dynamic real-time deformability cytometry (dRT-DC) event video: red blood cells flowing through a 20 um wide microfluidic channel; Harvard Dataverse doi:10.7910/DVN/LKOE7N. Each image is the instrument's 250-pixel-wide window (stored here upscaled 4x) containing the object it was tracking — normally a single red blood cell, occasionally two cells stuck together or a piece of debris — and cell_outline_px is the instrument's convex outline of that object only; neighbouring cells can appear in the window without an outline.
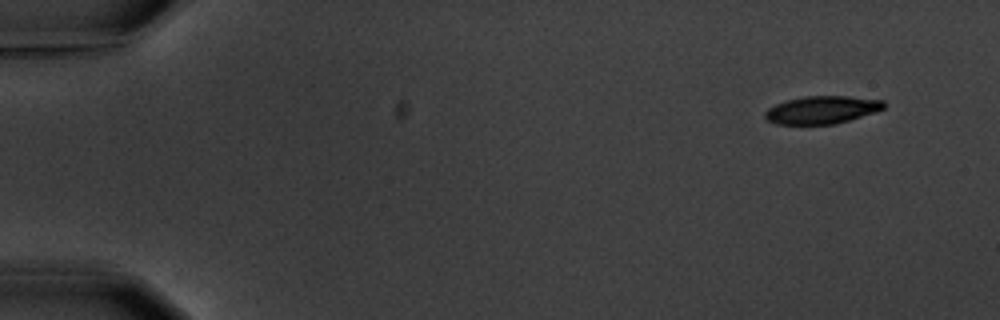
{"species": "common noctule bat (a hibernating species)", "species_latin": "Nyctalus noctula", "temperature_condition": "warm", "stored_images_in_passage": 5, "camera_frame_rate_fps": 3000, "um_per_image_px": 0.085, "animal": {"sex": "male", "body_mass_g": 20.1, "forearm_length_mm": 53.5}, "frame": {"image": 1, "passage_image": 1, "time_ms": 0.0, "image_size_px": [1000, 320], "cell_outline_px": [[884, 108], [836, 124], [776, 124], [768, 120], [764, 116], [764, 112], [768, 108], [776, 104], [788, 100], [804, 96], [848, 96], [884, 100]], "centroid_in_image_um": [69.83, 9.33], "position_along_channel_um": 15.2, "area_um2": 18.96}}